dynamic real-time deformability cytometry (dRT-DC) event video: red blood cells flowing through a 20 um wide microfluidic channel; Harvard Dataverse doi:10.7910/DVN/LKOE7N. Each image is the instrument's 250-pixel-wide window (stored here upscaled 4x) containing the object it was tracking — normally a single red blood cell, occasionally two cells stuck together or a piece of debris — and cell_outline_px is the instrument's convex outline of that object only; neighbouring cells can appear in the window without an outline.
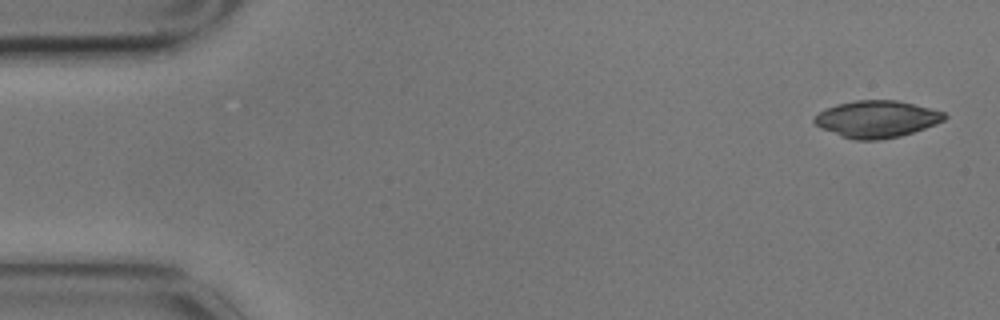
{"species": "common noctule bat (a hibernating species)", "species_latin": "Nyctalus noctula", "temperature_condition": "cold", "stored_images_in_passage": 4, "camera_frame_rate_fps": 3000, "um_per_image_px": 0.085, "animal": {"sex": "male", "body_mass_g": 17.9}, "frame": {"image": 1, "passage_image": 1, "time_ms": 0.0, "image_size_px": [1000, 320], "cell_outline_px": [[948, 116], [944, 120], [936, 124], [900, 136], [880, 140], [856, 140], [840, 136], [820, 128], [812, 120], [820, 112], [836, 104], [856, 100], [896, 100], [944, 112]], "centroid_in_image_um": [74.51, 10.13], "position_along_channel_um": 10.5, "area_um2": 27.8}}